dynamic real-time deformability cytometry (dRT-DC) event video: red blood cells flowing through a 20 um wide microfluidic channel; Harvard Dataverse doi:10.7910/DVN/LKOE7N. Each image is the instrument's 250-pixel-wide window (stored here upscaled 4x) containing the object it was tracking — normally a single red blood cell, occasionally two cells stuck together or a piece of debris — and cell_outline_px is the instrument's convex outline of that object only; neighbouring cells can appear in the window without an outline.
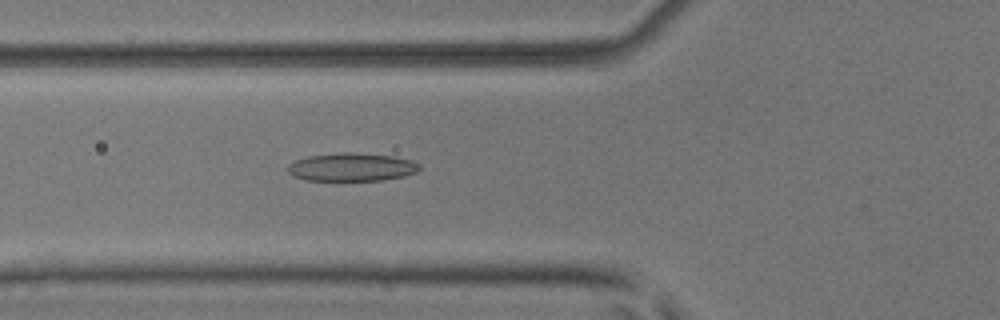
{"species": "common noctule bat (a hibernating species)", "species_latin": "Nyctalus noctula", "temperature_condition": "room temperature", "stored_images_in_passage": 38, "camera_frame_rate_fps": 3000, "um_per_image_px": 0.085, "animal": {"sex": "male", "body_mass_g": 17.9, "forearm_length_mm": 54.2}, "frame": {"image": 1, "passage_image": 6, "time_ms": 1.667, "image_size_px": [1000, 320], "cell_outline_px": [[420, 168], [416, 172], [404, 176], [384, 180], [304, 180], [292, 176], [288, 172], [288, 164], [296, 160], [308, 156], [344, 152], [348, 152], [392, 156], [412, 160], [420, 164]], "centroid_in_image_um": [29.89, 14.2], "position_along_channel_um": 95.9, "area_um2": 21.56}}
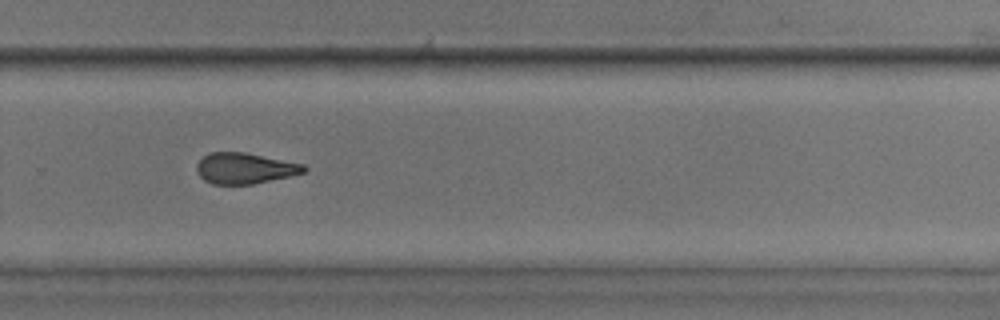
{"frame": {"image": 2, "passage_image": 22, "time_ms": 7.0, "image_size_px": [1000, 320], "cell_outline_px": [[308, 168], [304, 172], [288, 176], [252, 184], [212, 184], [204, 180], [200, 176], [196, 168], [196, 164], [208, 152], [244, 152], [304, 164]], "centroid_in_image_um": [20.78, 14.3], "position_along_channel_um": 309.0, "area_um2": 19.13}}
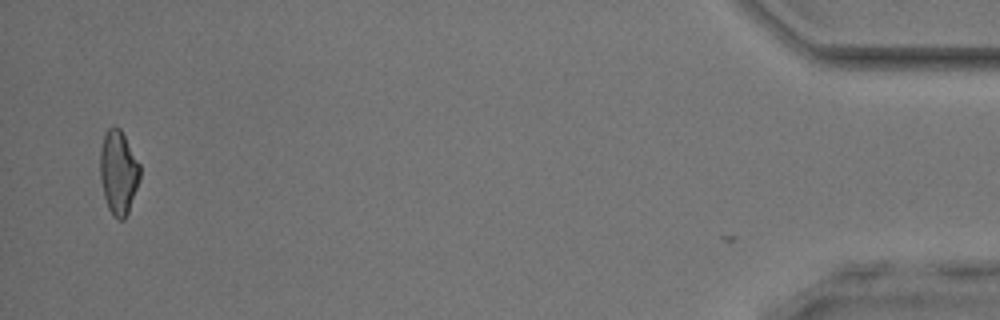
{"frame": {"image": 3, "passage_image": 37, "time_ms": 12.0, "image_size_px": [1000, 320], "cell_outline_px": [[140, 180], [128, 212], [124, 220], [120, 220], [112, 216], [108, 208], [104, 196], [100, 176], [100, 148], [104, 136], [108, 128], [120, 128], [140, 164]], "centroid_in_image_um": [10.07, 14.68], "position_along_channel_um": 425.1, "area_um2": 19.42}, "authors_computed_cell_mechanics": {"area_um2": 20.1433, "velocity_mm_per_s": 4.003, "shape_relaxation_time_tau1_ms": 4.9479, "shape_relaxation_time_tau2_ms": 3.735, "deformation_change_tau1": 0.1402, "deformation_change_tau2": 0.1278}}